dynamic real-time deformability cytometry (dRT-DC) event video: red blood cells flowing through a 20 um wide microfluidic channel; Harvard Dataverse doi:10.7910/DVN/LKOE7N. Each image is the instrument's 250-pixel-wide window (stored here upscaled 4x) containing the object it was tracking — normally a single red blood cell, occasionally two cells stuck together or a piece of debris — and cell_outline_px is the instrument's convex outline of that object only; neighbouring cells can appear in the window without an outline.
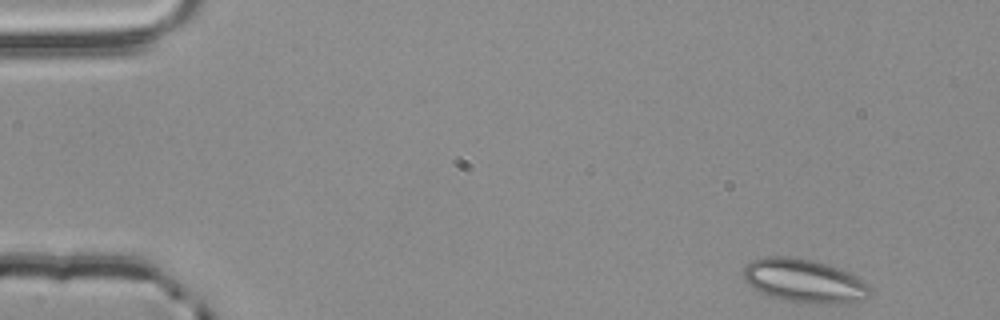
{"species": "common noctule bat (a hibernating species)", "species_latin": "Nyctalus noctula", "temperature_condition": "room temperature", "stored_images_in_passage": 52, "segment_of_instrument_passage": [1, 3], "camera_frame_rate_fps": 3000, "um_per_image_px": 0.085, "animal": {"sex": "male", "body_mass_g": 20.4}, "frame": {"image": 1, "passage_image": 1, "time_ms": 0.0, "image_size_px": [1000, 320], "cell_outline_px": [[872, 292], [864, 300], [848, 304], [800, 304], [784, 300], [760, 292], [748, 284], [744, 280], [744, 268], [752, 260], [764, 256], [788, 256], [812, 260], [828, 264], [840, 268], [864, 280], [868, 284]], "centroid_in_image_um": [68.41, 23.89], "position_along_channel_um": 16.6, "area_um2": 32.71}}